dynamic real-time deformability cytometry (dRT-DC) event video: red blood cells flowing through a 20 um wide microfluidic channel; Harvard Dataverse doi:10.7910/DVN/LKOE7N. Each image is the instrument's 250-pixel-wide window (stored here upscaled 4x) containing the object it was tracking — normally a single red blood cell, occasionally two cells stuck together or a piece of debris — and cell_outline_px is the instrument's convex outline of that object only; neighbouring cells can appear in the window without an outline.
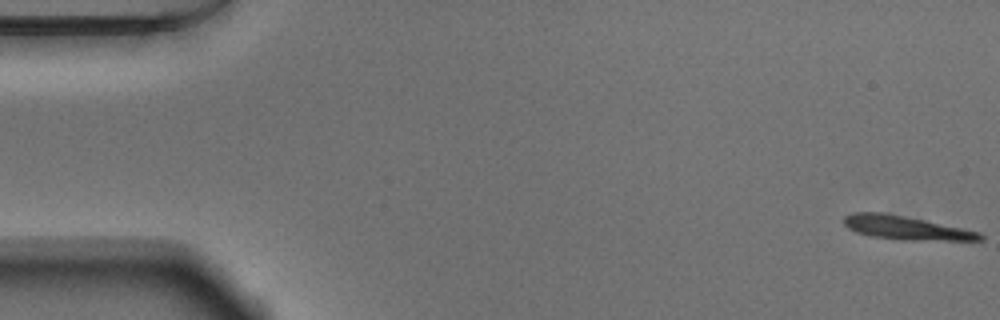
{"species": "Egyptian fruit bat (a non-hibernating species)", "species_latin": "Rousettus aegyptiacus", "temperature_condition": "warm", "stored_images_in_passage": 53, "camera_frame_rate_fps": 3000, "um_per_image_px": 0.085, "animal": {"sex": "male"}, "frame": {"image": 1, "passage_image": 1, "time_ms": 0.0, "image_size_px": [1000, 320], "cell_outline_px": [[984, 240], [912, 240], [872, 236], [856, 232], [848, 228], [844, 224], [844, 216], [852, 212], [884, 212], [924, 220], [980, 232], [984, 236]], "centroid_in_image_um": [76.98, 19.35], "position_along_channel_um": 8.0, "area_um2": 18.5}}
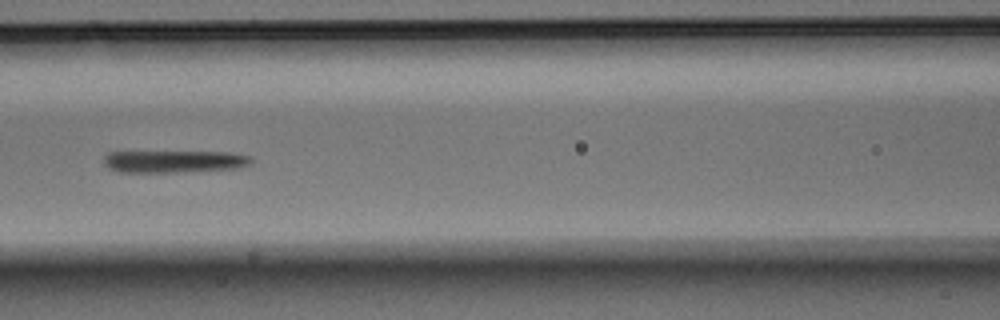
{"frame": {"image": 2, "passage_image": 23, "time_ms": 7.333, "image_size_px": [1000, 320], "cell_outline_px": [[256, 160], [252, 164], [240, 168], [176, 172], [120, 172], [108, 168], [104, 164], [104, 156], [108, 152], [232, 152], [252, 156]], "centroid_in_image_um": [14.88, 13.72], "position_along_channel_um": 151.7, "area_um2": 19.36}}
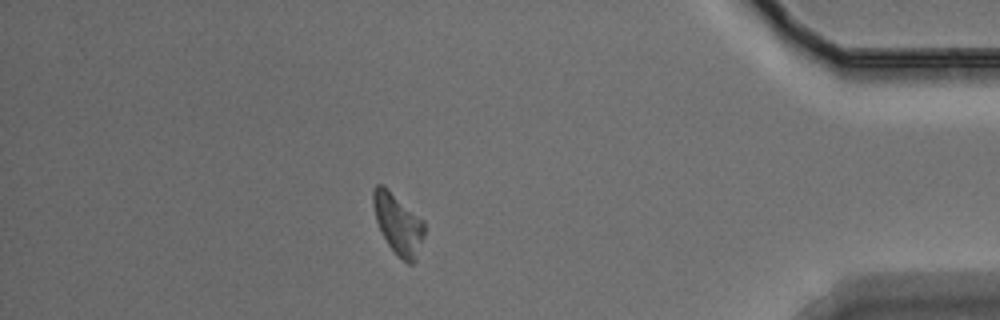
{"frame": {"image": 3, "passage_image": 46, "time_ms": 15.0, "image_size_px": [1000, 320], "cell_outline_px": [[424, 236], [416, 260], [412, 264], [408, 264], [388, 244], [376, 220], [372, 204], [372, 192], [376, 184], [384, 184], [424, 220]], "centroid_in_image_um": [33.84, 18.97], "position_along_channel_um": 401.4, "area_um2": 18.03}, "authors_computed_cell_mechanics": {"area_um2": 19.074, "velocity_mm_per_s": 3.7958, "shape_relaxation_time_tau1_ms": 4.6789, "shape_relaxation_time_tau2_ms": null, "deformation_change_tau1": 0.1992, "deformation_change_tau2": null}}